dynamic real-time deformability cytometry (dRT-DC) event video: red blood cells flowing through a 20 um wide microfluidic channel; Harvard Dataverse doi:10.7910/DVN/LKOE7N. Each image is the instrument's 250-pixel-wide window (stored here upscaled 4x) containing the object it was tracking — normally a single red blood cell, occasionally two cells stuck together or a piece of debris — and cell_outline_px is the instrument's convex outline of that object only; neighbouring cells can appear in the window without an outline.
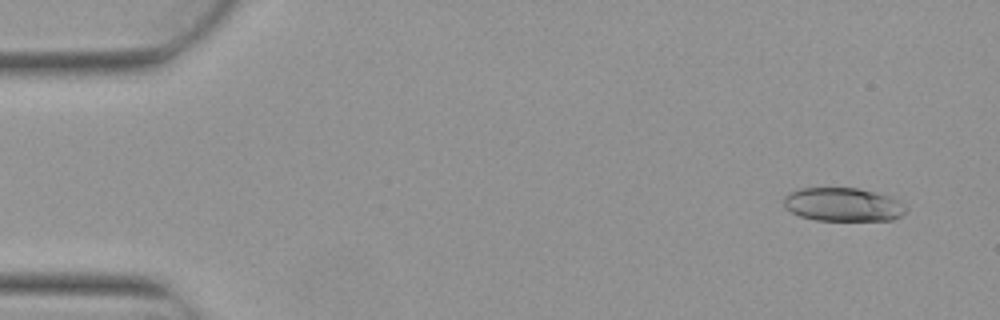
{"species": "Egyptian fruit bat (a non-hibernating species)", "species_latin": "Rousettus aegyptiacus", "temperature_condition": "warm", "stored_images_in_passage": 4, "camera_frame_rate_fps": 3000, "um_per_image_px": 0.085, "animal": {"sex": "female"}, "frame": {"image": 1, "passage_image": 1, "time_ms": 0.0, "image_size_px": [1000, 320], "cell_outline_px": [[908, 212], [892, 220], [816, 220], [800, 216], [784, 208], [784, 196], [788, 192], [800, 188], [856, 188], [888, 196], [896, 200], [908, 208]], "centroid_in_image_um": [71.62, 17.39], "position_along_channel_um": 13.4, "area_um2": 23.81}}
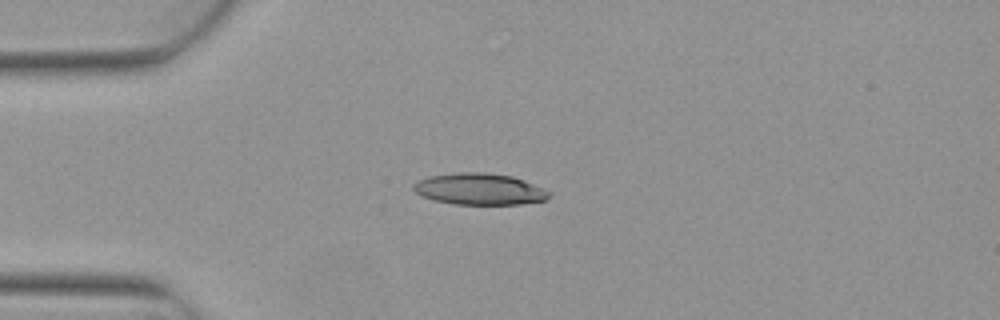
{"frame": {"image": 2, "passage_image": 4, "time_ms": 1.0, "image_size_px": [1000, 320], "cell_outline_px": [[552, 196], [548, 200], [520, 204], [452, 204], [432, 200], [416, 192], [412, 188], [412, 184], [428, 176], [460, 172], [484, 172], [512, 176], [524, 180], [552, 192]], "centroid_in_image_um": [40.79, 16.07], "position_along_channel_um": 44.2, "area_um2": 25.03}}